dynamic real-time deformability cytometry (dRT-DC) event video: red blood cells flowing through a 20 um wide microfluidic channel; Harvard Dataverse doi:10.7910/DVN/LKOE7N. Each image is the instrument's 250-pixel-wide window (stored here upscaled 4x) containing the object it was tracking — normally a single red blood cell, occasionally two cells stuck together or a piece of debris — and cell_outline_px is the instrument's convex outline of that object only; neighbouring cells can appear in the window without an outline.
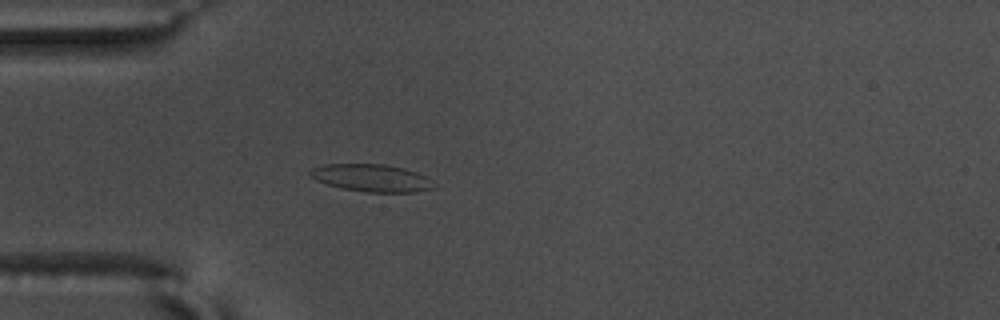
{"species": "common noctule bat (a hibernating species)", "species_latin": "Nyctalus noctula", "temperature_condition": "warm", "stored_images_in_passage": 56, "camera_frame_rate_fps": 3000, "um_per_image_px": 0.085, "animal": {"sex": "male", "body_mass_g": 17.5, "forearm_length_mm": 52.3}, "frame": {"image": 1, "passage_image": 16, "time_ms": 5.0, "image_size_px": [1000, 320], "cell_outline_px": [[436, 188], [416, 192], [368, 192], [340, 188], [316, 180], [308, 172], [312, 168], [324, 164], [384, 164], [404, 168], [428, 176], [436, 184]], "centroid_in_image_um": [31.64, 15.13], "position_along_channel_um": 53.4, "area_um2": 19.94}}
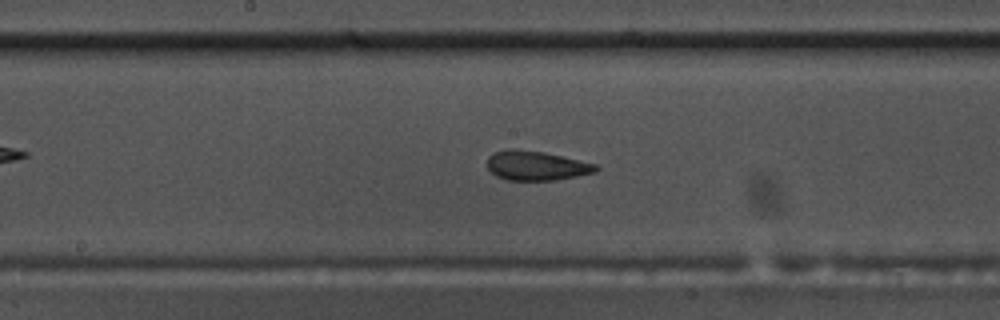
{"frame": {"image": 2, "passage_image": 29, "time_ms": 9.333, "image_size_px": [1000, 320], "cell_outline_px": [[600, 168], [596, 172], [556, 180], [508, 180], [496, 176], [488, 168], [488, 156], [492, 152], [508, 148], [512, 148], [544, 152], [596, 164]], "centroid_in_image_um": [45.56, 14.07], "position_along_channel_um": 202.6, "area_um2": 18.67}}
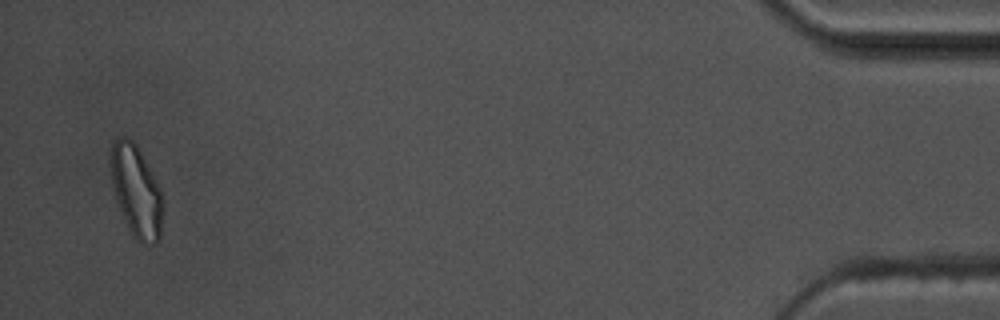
{"frame": {"image": 3, "passage_image": 54, "time_ms": 17.667, "image_size_px": [1000, 320], "cell_outline_px": [[164, 208], [160, 240], [156, 244], [140, 244], [132, 236], [124, 220], [116, 200], [112, 188], [108, 148], [120, 136], [124, 136], [132, 140], [136, 144], [152, 172], [160, 188], [164, 204]], "centroid_in_image_um": [11.58, 16.27], "position_along_channel_um": 423.6, "area_um2": 28.67}, "authors_computed_cell_mechanics": {"area_um2": 19.9121, "velocity_mm_per_s": 3.6475, "shape_relaxation_time_tau1_ms": null, "shape_relaxation_time_tau2_ms": 1.7669, "deformation_change_tau1": null, "deformation_change_tau2": 0.0775}}